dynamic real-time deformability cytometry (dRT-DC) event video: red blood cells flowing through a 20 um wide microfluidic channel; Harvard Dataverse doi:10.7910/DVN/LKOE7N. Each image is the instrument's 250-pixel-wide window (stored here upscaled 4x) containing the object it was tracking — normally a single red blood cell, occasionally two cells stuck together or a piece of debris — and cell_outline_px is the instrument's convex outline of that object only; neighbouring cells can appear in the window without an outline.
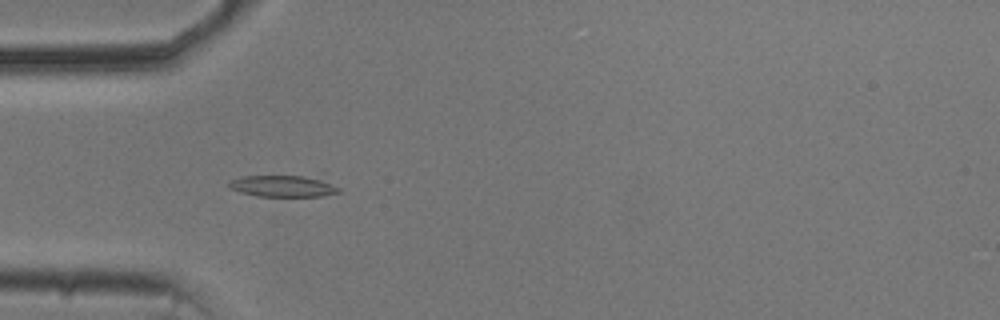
{"species": "common noctule bat (a hibernating species)", "species_latin": "Nyctalus noctula", "temperature_condition": "cold", "stored_images_in_passage": 29, "camera_frame_rate_fps": 3000, "um_per_image_px": 0.085, "animal": {"sex": "male", "body_mass_g": 20.5, "forearm_length_mm": 52.5}, "frame": {"image": 1, "passage_image": 2, "time_ms": 0.333, "image_size_px": [1000, 320], "cell_outline_px": [[340, 192], [324, 196], [256, 196], [240, 192], [228, 188], [228, 184], [232, 180], [244, 176], [304, 176], [320, 180], [340, 188]], "centroid_in_image_um": [24.01, 15.83], "position_along_channel_um": 61.0, "area_um2": 13.47}}
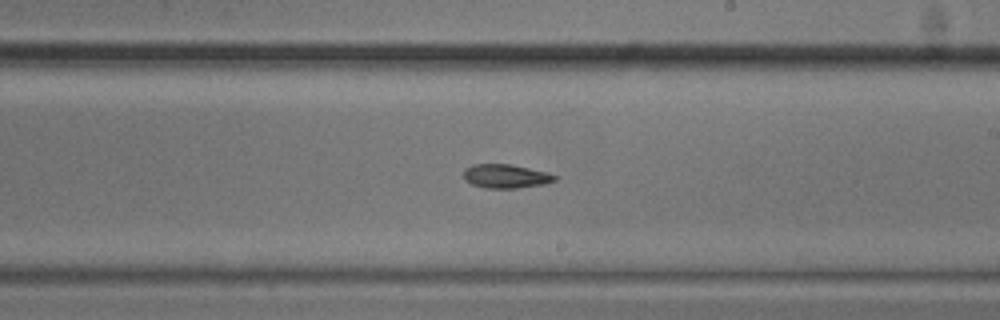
{"frame": {"image": 2, "passage_image": 17, "time_ms": 5.333, "image_size_px": [1000, 320], "cell_outline_px": [[556, 180], [544, 184], [516, 188], [484, 188], [472, 184], [464, 180], [464, 168], [472, 164], [512, 164], [544, 172], [556, 176]], "centroid_in_image_um": [42.93, 14.97], "position_along_channel_um": 246.1, "area_um2": 12.6}}
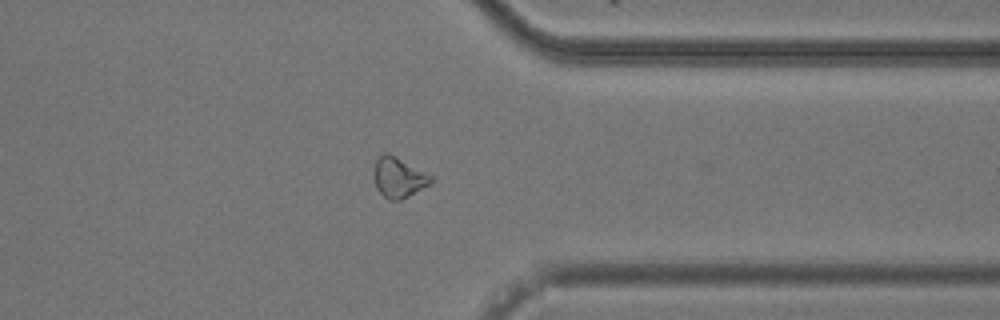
{"frame": {"image": 3, "passage_image": 28, "time_ms": 9.0, "image_size_px": [1000, 320], "cell_outline_px": [[432, 180], [428, 184], [408, 196], [400, 200], [388, 200], [376, 188], [372, 176], [372, 172], [376, 160], [380, 152], [388, 152], [396, 156], [432, 176]], "centroid_in_image_um": [33.8, 15.05], "position_along_channel_um": 377.6, "area_um2": 13.41}}